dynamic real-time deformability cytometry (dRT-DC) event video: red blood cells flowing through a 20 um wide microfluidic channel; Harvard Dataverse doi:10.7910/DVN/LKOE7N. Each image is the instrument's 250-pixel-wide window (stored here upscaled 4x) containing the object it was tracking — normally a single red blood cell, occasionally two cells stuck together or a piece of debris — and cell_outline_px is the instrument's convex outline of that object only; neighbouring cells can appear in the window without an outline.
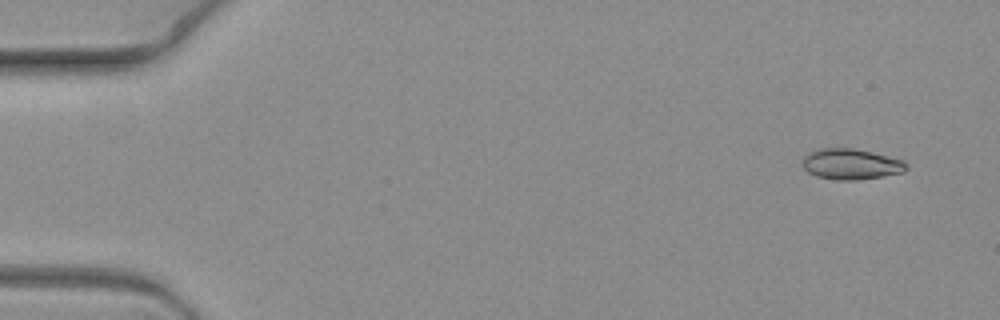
{"species": "common noctule bat (a hibernating species)", "species_latin": "Nyctalus noctula", "temperature_condition": "warm", "stored_images_in_passage": 5, "camera_frame_rate_fps": 3000, "um_per_image_px": 0.085, "animal": {"sex": "female", "body_mass_g": 19.3, "forearm_length_mm": 54.1}, "frame": {"image": 1, "passage_image": 2, "time_ms": 0.333, "image_size_px": [1000, 320], "cell_outline_px": [[908, 168], [904, 172], [856, 180], [836, 180], [816, 176], [808, 172], [804, 168], [804, 156], [808, 152], [820, 148], [852, 148], [872, 152], [900, 160], [908, 164]], "centroid_in_image_um": [72.31, 13.95], "position_along_channel_um": 12.7, "area_um2": 18.38}}